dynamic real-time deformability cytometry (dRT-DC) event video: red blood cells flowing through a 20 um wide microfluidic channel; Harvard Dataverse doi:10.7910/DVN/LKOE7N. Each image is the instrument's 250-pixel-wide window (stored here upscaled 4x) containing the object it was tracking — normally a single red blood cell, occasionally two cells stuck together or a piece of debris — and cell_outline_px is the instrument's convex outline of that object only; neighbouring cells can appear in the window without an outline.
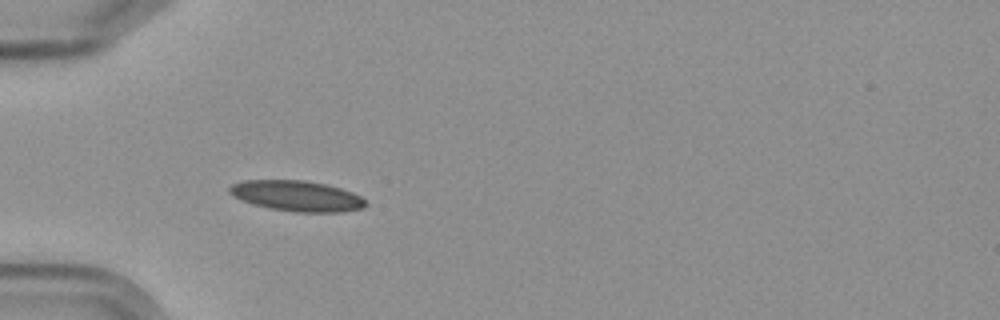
{"species": "Egyptian fruit bat (a non-hibernating species)", "species_latin": "Rousettus aegyptiacus", "temperature_condition": "cold", "stored_images_in_passage": 2, "camera_frame_rate_fps": 3000, "um_per_image_px": 0.085, "frame": {"image": 1, "passage_image": 1, "time_ms": 0.0, "image_size_px": [1000, 320], "cell_outline_px": [[368, 204], [364, 208], [344, 212], [296, 212], [268, 208], [252, 204], [240, 200], [232, 196], [228, 192], [228, 188], [232, 184], [244, 180], [304, 180], [328, 184], [352, 192], [360, 196]], "centroid_in_image_um": [25.22, 16.65], "position_along_channel_um": 59.8, "area_um2": 24.57}}